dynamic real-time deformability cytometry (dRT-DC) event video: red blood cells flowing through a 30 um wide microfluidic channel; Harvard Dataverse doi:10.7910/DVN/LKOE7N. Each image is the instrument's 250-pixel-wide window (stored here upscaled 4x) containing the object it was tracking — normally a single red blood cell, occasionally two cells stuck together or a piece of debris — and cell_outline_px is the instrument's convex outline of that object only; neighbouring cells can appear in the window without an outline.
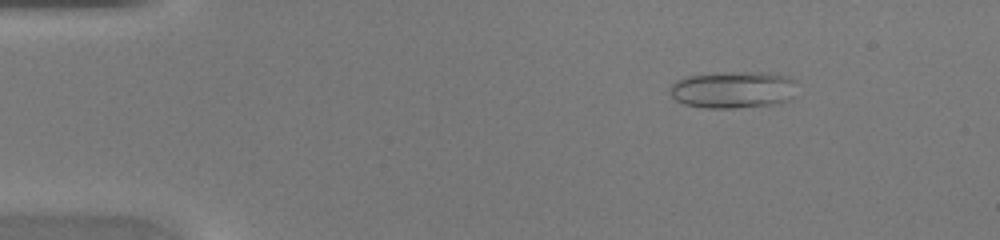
{"species": "common noctule bat (a hibernating species)", "species_latin": "Nyctalus noctula", "temperature_condition": "warm", "stored_images_in_passage": 44, "camera_frame_rate_fps": 3000, "um_per_image_px": 0.085, "animal": {"sex": "female", "body_mass_g": 20.0, "forearm_length_mm": 54.0}, "frame": {"image": 1, "passage_image": 6, "time_ms": 1.667, "image_size_px": [1000, 240], "cell_outline_px": [[796, 96], [792, 100], [772, 104], [736, 108], [704, 108], [684, 104], [676, 100], [668, 92], [668, 88], [676, 80], [684, 76], [732, 72], [768, 72], [788, 76], [796, 80]], "centroid_in_image_um": [62.35, 7.62], "position_along_channel_um": 22.7, "area_um2": 27.92}}
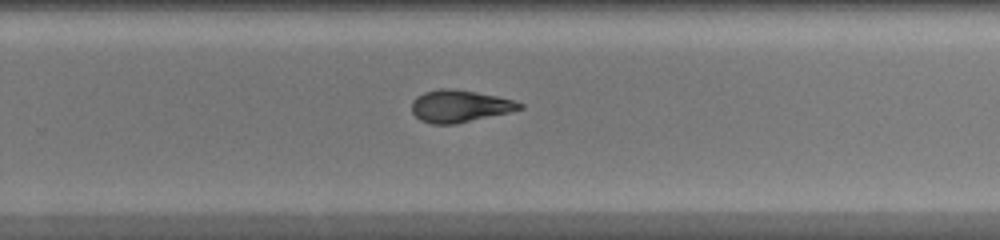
{"frame": {"image": 2, "passage_image": 29, "time_ms": 9.333, "image_size_px": [1000, 240], "cell_outline_px": [[524, 108], [512, 112], [456, 124], [432, 124], [420, 120], [412, 112], [412, 100], [416, 96], [424, 92], [440, 88], [448, 88], [476, 92], [496, 96], [512, 100], [524, 104]], "centroid_in_image_um": [39.08, 9.03], "position_along_channel_um": 290.7, "area_um2": 20.35}}
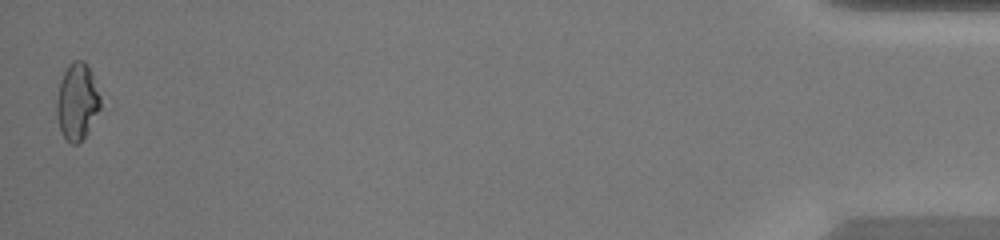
{"frame": {"image": 3, "passage_image": 44, "time_ms": 14.333, "image_size_px": [1000, 240], "cell_outline_px": [[100, 108], [88, 132], [76, 144], [72, 144], [64, 136], [60, 128], [56, 116], [56, 100], [60, 84], [64, 72], [68, 64], [72, 60], [84, 60], [88, 64], [92, 72], [100, 96]], "centroid_in_image_um": [6.56, 8.59], "position_along_channel_um": 428.6, "area_um2": 19.48}}